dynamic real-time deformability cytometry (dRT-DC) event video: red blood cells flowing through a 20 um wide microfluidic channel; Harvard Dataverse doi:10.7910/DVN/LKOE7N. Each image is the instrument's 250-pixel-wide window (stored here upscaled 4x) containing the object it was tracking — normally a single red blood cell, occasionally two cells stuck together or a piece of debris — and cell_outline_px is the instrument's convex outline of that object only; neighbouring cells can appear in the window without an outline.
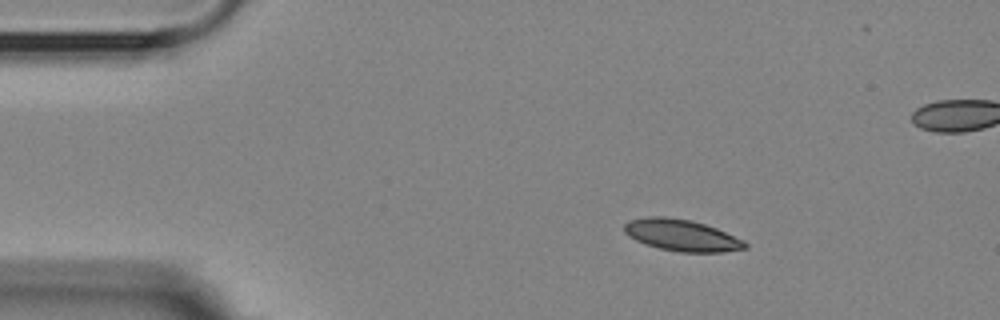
{"species": "Egyptian fruit bat (a non-hibernating species)", "species_latin": "Rousettus aegyptiacus", "temperature_condition": "room temperature", "stored_images_in_passage": 4, "camera_frame_rate_fps": 3000, "um_per_image_px": 0.085, "animal": {"sex": "female"}, "frame": {"image": 1, "passage_image": 1, "time_ms": 0.0, "image_size_px": [1000, 320], "cell_outline_px": [[748, 248], [720, 252], [680, 252], [660, 248], [644, 244], [628, 236], [624, 232], [624, 224], [628, 220], [648, 216], [664, 216], [692, 220], [716, 228], [744, 240], [748, 244]], "centroid_in_image_um": [57.92, 19.99], "position_along_channel_um": 27.1, "area_um2": 22.31}}